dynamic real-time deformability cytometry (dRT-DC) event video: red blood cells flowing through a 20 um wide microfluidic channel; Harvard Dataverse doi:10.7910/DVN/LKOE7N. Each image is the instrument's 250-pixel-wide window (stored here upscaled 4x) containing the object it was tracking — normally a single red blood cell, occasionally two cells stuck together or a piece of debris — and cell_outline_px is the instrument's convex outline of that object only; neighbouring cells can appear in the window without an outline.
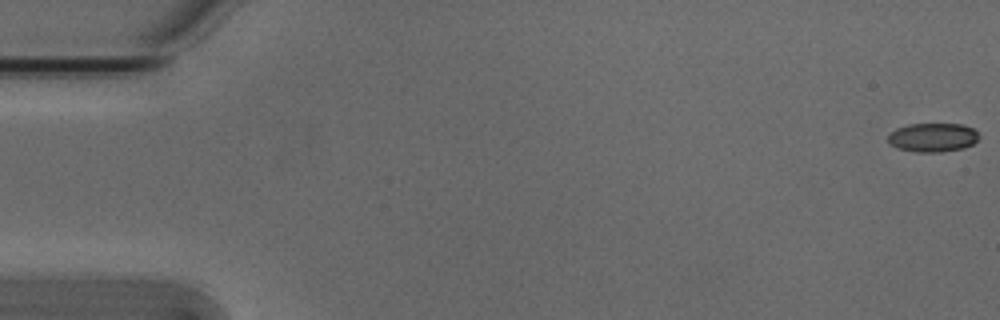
{"species": "Egyptian fruit bat (a non-hibernating species)", "species_latin": "Rousettus aegyptiacus", "temperature_condition": "cold", "stored_images_in_passage": 5, "camera_frame_rate_fps": 3000, "um_per_image_px": 0.085, "animal": {"sex": "male"}, "frame": {"image": 1, "passage_image": 1, "time_ms": 0.0, "image_size_px": [1000, 320], "cell_outline_px": [[980, 136], [972, 144], [964, 148], [940, 152], [916, 152], [896, 148], [888, 144], [888, 136], [896, 128], [908, 124], [964, 124], [972, 128]], "centroid_in_image_um": [79.26, 11.68], "position_along_channel_um": 5.7, "area_um2": 15.37}}
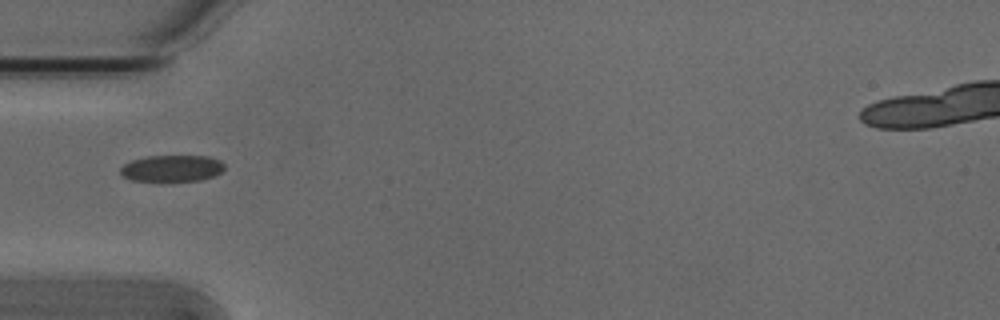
{"frame": {"image": 2, "passage_image": 5, "time_ms": 1.333, "image_size_px": [1000, 320], "cell_outline_px": [[224, 168], [220, 172], [212, 176], [200, 180], [132, 180], [124, 176], [120, 172], [120, 168], [124, 164], [132, 160], [148, 156], [208, 156], [220, 160], [224, 164]], "centroid_in_image_um": [14.62, 14.29], "position_along_channel_um": 70.4, "area_um2": 15.72}}